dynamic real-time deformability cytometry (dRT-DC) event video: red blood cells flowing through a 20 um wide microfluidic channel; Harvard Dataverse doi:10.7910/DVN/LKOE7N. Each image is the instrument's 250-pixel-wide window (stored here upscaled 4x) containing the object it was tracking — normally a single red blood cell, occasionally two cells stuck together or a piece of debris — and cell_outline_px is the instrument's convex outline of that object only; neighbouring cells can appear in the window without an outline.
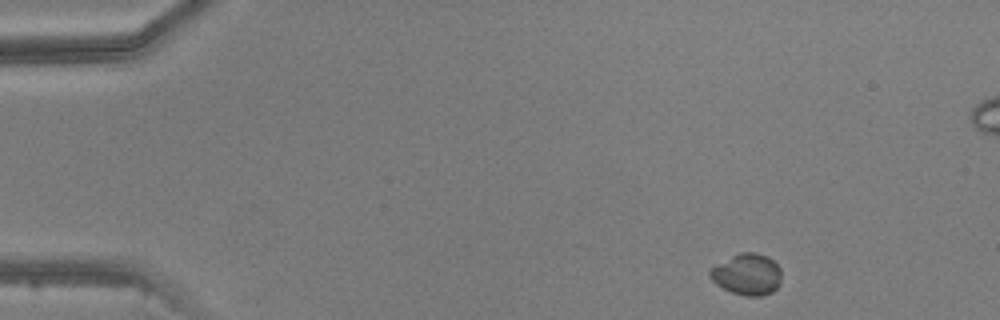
{"species": "common noctule bat (a hibernating species)", "species_latin": "Nyctalus noctula", "temperature_condition": "warm", "stored_images_in_passage": 5, "camera_frame_rate_fps": 3000, "um_per_image_px": 0.085, "animal": {"sex": "male", "body_mass_g": 20.5, "forearm_length_mm": 52.5}, "frame": {"image": 1, "passage_image": 1, "time_ms": 0.0, "image_size_px": [1000, 320], "cell_outline_px": [[780, 284], [772, 292], [760, 296], [744, 296], [732, 292], [716, 284], [712, 280], [708, 272], [712, 268], [732, 256], [740, 252], [756, 252], [768, 256], [780, 268]], "centroid_in_image_um": [63.52, 23.32], "position_along_channel_um": 21.5, "area_um2": 17.05}}
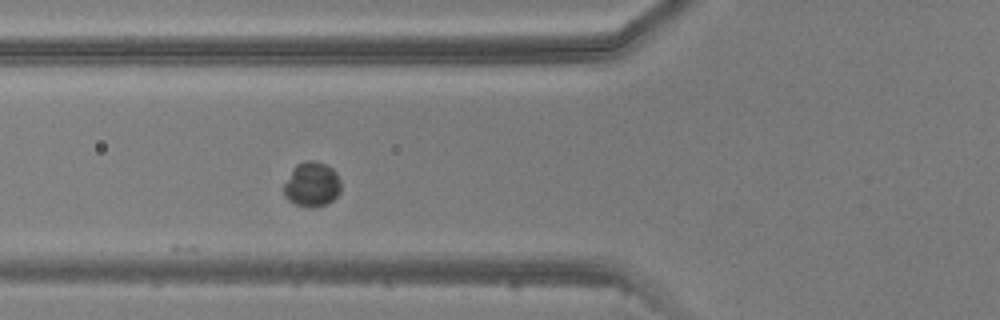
{"frame": {"image": 2, "passage_image": 5, "time_ms": 4.667, "image_size_px": [1000, 320], "cell_outline_px": [[340, 192], [332, 200], [324, 204], [312, 208], [296, 204], [288, 200], [284, 196], [284, 184], [292, 168], [296, 164], [304, 160], [312, 160], [324, 164], [332, 168], [336, 172], [340, 180]], "centroid_in_image_um": [26.49, 15.66], "position_along_channel_um": 99.3, "area_um2": 14.85}}